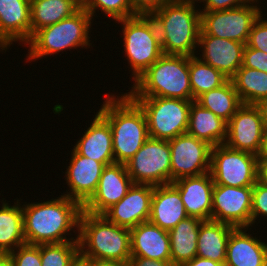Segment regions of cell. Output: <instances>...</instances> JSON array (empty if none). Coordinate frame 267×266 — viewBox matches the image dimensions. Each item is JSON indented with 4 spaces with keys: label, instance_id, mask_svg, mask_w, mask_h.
<instances>
[{
    "label": "cell",
    "instance_id": "cell-5",
    "mask_svg": "<svg viewBox=\"0 0 267 266\" xmlns=\"http://www.w3.org/2000/svg\"><path fill=\"white\" fill-rule=\"evenodd\" d=\"M127 94L192 100L189 57L163 54L134 82Z\"/></svg>",
    "mask_w": 267,
    "mask_h": 266
},
{
    "label": "cell",
    "instance_id": "cell-42",
    "mask_svg": "<svg viewBox=\"0 0 267 266\" xmlns=\"http://www.w3.org/2000/svg\"><path fill=\"white\" fill-rule=\"evenodd\" d=\"M179 266H224V265L220 262L213 261L211 259L196 256L192 260L184 262Z\"/></svg>",
    "mask_w": 267,
    "mask_h": 266
},
{
    "label": "cell",
    "instance_id": "cell-7",
    "mask_svg": "<svg viewBox=\"0 0 267 266\" xmlns=\"http://www.w3.org/2000/svg\"><path fill=\"white\" fill-rule=\"evenodd\" d=\"M116 22L123 26L122 46L135 82L163 55L158 29L151 15H135Z\"/></svg>",
    "mask_w": 267,
    "mask_h": 266
},
{
    "label": "cell",
    "instance_id": "cell-10",
    "mask_svg": "<svg viewBox=\"0 0 267 266\" xmlns=\"http://www.w3.org/2000/svg\"><path fill=\"white\" fill-rule=\"evenodd\" d=\"M258 1L250 0L242 6L222 11H200V35H211L246 44L254 22L262 13L261 7L257 6Z\"/></svg>",
    "mask_w": 267,
    "mask_h": 266
},
{
    "label": "cell",
    "instance_id": "cell-20",
    "mask_svg": "<svg viewBox=\"0 0 267 266\" xmlns=\"http://www.w3.org/2000/svg\"><path fill=\"white\" fill-rule=\"evenodd\" d=\"M180 193L189 217L211 220L214 181L210 172L199 176L183 177L171 183Z\"/></svg>",
    "mask_w": 267,
    "mask_h": 266
},
{
    "label": "cell",
    "instance_id": "cell-49",
    "mask_svg": "<svg viewBox=\"0 0 267 266\" xmlns=\"http://www.w3.org/2000/svg\"><path fill=\"white\" fill-rule=\"evenodd\" d=\"M180 1H184V2H190V3H195V2H198V3H201L203 0H180Z\"/></svg>",
    "mask_w": 267,
    "mask_h": 266
},
{
    "label": "cell",
    "instance_id": "cell-46",
    "mask_svg": "<svg viewBox=\"0 0 267 266\" xmlns=\"http://www.w3.org/2000/svg\"><path fill=\"white\" fill-rule=\"evenodd\" d=\"M90 266H128V265L124 263H118L115 261L90 258Z\"/></svg>",
    "mask_w": 267,
    "mask_h": 266
},
{
    "label": "cell",
    "instance_id": "cell-40",
    "mask_svg": "<svg viewBox=\"0 0 267 266\" xmlns=\"http://www.w3.org/2000/svg\"><path fill=\"white\" fill-rule=\"evenodd\" d=\"M250 0H203L204 9L200 11H222L236 8L248 3Z\"/></svg>",
    "mask_w": 267,
    "mask_h": 266
},
{
    "label": "cell",
    "instance_id": "cell-15",
    "mask_svg": "<svg viewBox=\"0 0 267 266\" xmlns=\"http://www.w3.org/2000/svg\"><path fill=\"white\" fill-rule=\"evenodd\" d=\"M133 185L125 164L106 165L99 179L98 187L92 197L83 205V211L102 215L118 203Z\"/></svg>",
    "mask_w": 267,
    "mask_h": 266
},
{
    "label": "cell",
    "instance_id": "cell-38",
    "mask_svg": "<svg viewBox=\"0 0 267 266\" xmlns=\"http://www.w3.org/2000/svg\"><path fill=\"white\" fill-rule=\"evenodd\" d=\"M242 66L267 72V53L245 46Z\"/></svg>",
    "mask_w": 267,
    "mask_h": 266
},
{
    "label": "cell",
    "instance_id": "cell-27",
    "mask_svg": "<svg viewBox=\"0 0 267 266\" xmlns=\"http://www.w3.org/2000/svg\"><path fill=\"white\" fill-rule=\"evenodd\" d=\"M202 222L199 218L188 216L168 231L173 264L179 266L197 256V239Z\"/></svg>",
    "mask_w": 267,
    "mask_h": 266
},
{
    "label": "cell",
    "instance_id": "cell-48",
    "mask_svg": "<svg viewBox=\"0 0 267 266\" xmlns=\"http://www.w3.org/2000/svg\"><path fill=\"white\" fill-rule=\"evenodd\" d=\"M0 266H14V262L8 255H0Z\"/></svg>",
    "mask_w": 267,
    "mask_h": 266
},
{
    "label": "cell",
    "instance_id": "cell-3",
    "mask_svg": "<svg viewBox=\"0 0 267 266\" xmlns=\"http://www.w3.org/2000/svg\"><path fill=\"white\" fill-rule=\"evenodd\" d=\"M195 6V3L174 0L151 14L163 54L196 56L201 17Z\"/></svg>",
    "mask_w": 267,
    "mask_h": 266
},
{
    "label": "cell",
    "instance_id": "cell-11",
    "mask_svg": "<svg viewBox=\"0 0 267 266\" xmlns=\"http://www.w3.org/2000/svg\"><path fill=\"white\" fill-rule=\"evenodd\" d=\"M257 163L255 154L220 144L211 149L210 174L214 184L254 186L257 182Z\"/></svg>",
    "mask_w": 267,
    "mask_h": 266
},
{
    "label": "cell",
    "instance_id": "cell-23",
    "mask_svg": "<svg viewBox=\"0 0 267 266\" xmlns=\"http://www.w3.org/2000/svg\"><path fill=\"white\" fill-rule=\"evenodd\" d=\"M79 155L110 165L115 163L109 122L99 113L73 148Z\"/></svg>",
    "mask_w": 267,
    "mask_h": 266
},
{
    "label": "cell",
    "instance_id": "cell-6",
    "mask_svg": "<svg viewBox=\"0 0 267 266\" xmlns=\"http://www.w3.org/2000/svg\"><path fill=\"white\" fill-rule=\"evenodd\" d=\"M92 16L82 7L72 16L36 31L26 43L29 45L26 60H38L66 49L91 46Z\"/></svg>",
    "mask_w": 267,
    "mask_h": 266
},
{
    "label": "cell",
    "instance_id": "cell-19",
    "mask_svg": "<svg viewBox=\"0 0 267 266\" xmlns=\"http://www.w3.org/2000/svg\"><path fill=\"white\" fill-rule=\"evenodd\" d=\"M30 38V1L0 0V49L6 52L13 42L26 44Z\"/></svg>",
    "mask_w": 267,
    "mask_h": 266
},
{
    "label": "cell",
    "instance_id": "cell-8",
    "mask_svg": "<svg viewBox=\"0 0 267 266\" xmlns=\"http://www.w3.org/2000/svg\"><path fill=\"white\" fill-rule=\"evenodd\" d=\"M143 110L149 137L170 140L185 134L193 100L164 97H131Z\"/></svg>",
    "mask_w": 267,
    "mask_h": 266
},
{
    "label": "cell",
    "instance_id": "cell-29",
    "mask_svg": "<svg viewBox=\"0 0 267 266\" xmlns=\"http://www.w3.org/2000/svg\"><path fill=\"white\" fill-rule=\"evenodd\" d=\"M0 209V255H8L25 244L23 211L20 200L13 206L2 200Z\"/></svg>",
    "mask_w": 267,
    "mask_h": 266
},
{
    "label": "cell",
    "instance_id": "cell-13",
    "mask_svg": "<svg viewBox=\"0 0 267 266\" xmlns=\"http://www.w3.org/2000/svg\"><path fill=\"white\" fill-rule=\"evenodd\" d=\"M252 190L253 186L232 187L214 184L211 220L229 224L234 228H249Z\"/></svg>",
    "mask_w": 267,
    "mask_h": 266
},
{
    "label": "cell",
    "instance_id": "cell-2",
    "mask_svg": "<svg viewBox=\"0 0 267 266\" xmlns=\"http://www.w3.org/2000/svg\"><path fill=\"white\" fill-rule=\"evenodd\" d=\"M107 95L99 113L109 122L115 163L125 164L149 138L145 114L127 94Z\"/></svg>",
    "mask_w": 267,
    "mask_h": 266
},
{
    "label": "cell",
    "instance_id": "cell-36",
    "mask_svg": "<svg viewBox=\"0 0 267 266\" xmlns=\"http://www.w3.org/2000/svg\"><path fill=\"white\" fill-rule=\"evenodd\" d=\"M262 16L261 13L254 22L246 46L267 53V20Z\"/></svg>",
    "mask_w": 267,
    "mask_h": 266
},
{
    "label": "cell",
    "instance_id": "cell-33",
    "mask_svg": "<svg viewBox=\"0 0 267 266\" xmlns=\"http://www.w3.org/2000/svg\"><path fill=\"white\" fill-rule=\"evenodd\" d=\"M78 254V241L41 244V266H69Z\"/></svg>",
    "mask_w": 267,
    "mask_h": 266
},
{
    "label": "cell",
    "instance_id": "cell-26",
    "mask_svg": "<svg viewBox=\"0 0 267 266\" xmlns=\"http://www.w3.org/2000/svg\"><path fill=\"white\" fill-rule=\"evenodd\" d=\"M235 228L213 220L203 221L197 239V256L225 264L227 242Z\"/></svg>",
    "mask_w": 267,
    "mask_h": 266
},
{
    "label": "cell",
    "instance_id": "cell-34",
    "mask_svg": "<svg viewBox=\"0 0 267 266\" xmlns=\"http://www.w3.org/2000/svg\"><path fill=\"white\" fill-rule=\"evenodd\" d=\"M81 7L92 16V19L97 9L115 21L136 15L130 0H81Z\"/></svg>",
    "mask_w": 267,
    "mask_h": 266
},
{
    "label": "cell",
    "instance_id": "cell-35",
    "mask_svg": "<svg viewBox=\"0 0 267 266\" xmlns=\"http://www.w3.org/2000/svg\"><path fill=\"white\" fill-rule=\"evenodd\" d=\"M8 256L14 262V266H41V244L25 243Z\"/></svg>",
    "mask_w": 267,
    "mask_h": 266
},
{
    "label": "cell",
    "instance_id": "cell-1",
    "mask_svg": "<svg viewBox=\"0 0 267 266\" xmlns=\"http://www.w3.org/2000/svg\"><path fill=\"white\" fill-rule=\"evenodd\" d=\"M52 199L22 206L26 243L39 245L78 241V234L75 239H67L66 235H71L70 231L74 228L78 231L83 206L65 195Z\"/></svg>",
    "mask_w": 267,
    "mask_h": 266
},
{
    "label": "cell",
    "instance_id": "cell-41",
    "mask_svg": "<svg viewBox=\"0 0 267 266\" xmlns=\"http://www.w3.org/2000/svg\"><path fill=\"white\" fill-rule=\"evenodd\" d=\"M128 266H178L171 261L151 260L150 258L131 256Z\"/></svg>",
    "mask_w": 267,
    "mask_h": 266
},
{
    "label": "cell",
    "instance_id": "cell-22",
    "mask_svg": "<svg viewBox=\"0 0 267 266\" xmlns=\"http://www.w3.org/2000/svg\"><path fill=\"white\" fill-rule=\"evenodd\" d=\"M247 231L235 228L230 233L224 266H267V243Z\"/></svg>",
    "mask_w": 267,
    "mask_h": 266
},
{
    "label": "cell",
    "instance_id": "cell-43",
    "mask_svg": "<svg viewBox=\"0 0 267 266\" xmlns=\"http://www.w3.org/2000/svg\"><path fill=\"white\" fill-rule=\"evenodd\" d=\"M257 182L267 186V160H258Z\"/></svg>",
    "mask_w": 267,
    "mask_h": 266
},
{
    "label": "cell",
    "instance_id": "cell-12",
    "mask_svg": "<svg viewBox=\"0 0 267 266\" xmlns=\"http://www.w3.org/2000/svg\"><path fill=\"white\" fill-rule=\"evenodd\" d=\"M168 141L171 150V183L183 177L210 172L212 146L208 143L187 133Z\"/></svg>",
    "mask_w": 267,
    "mask_h": 266
},
{
    "label": "cell",
    "instance_id": "cell-37",
    "mask_svg": "<svg viewBox=\"0 0 267 266\" xmlns=\"http://www.w3.org/2000/svg\"><path fill=\"white\" fill-rule=\"evenodd\" d=\"M267 217V186L256 182L252 190L251 226L260 216Z\"/></svg>",
    "mask_w": 267,
    "mask_h": 266
},
{
    "label": "cell",
    "instance_id": "cell-25",
    "mask_svg": "<svg viewBox=\"0 0 267 266\" xmlns=\"http://www.w3.org/2000/svg\"><path fill=\"white\" fill-rule=\"evenodd\" d=\"M186 133L214 147L224 144L227 137V122L193 100Z\"/></svg>",
    "mask_w": 267,
    "mask_h": 266
},
{
    "label": "cell",
    "instance_id": "cell-45",
    "mask_svg": "<svg viewBox=\"0 0 267 266\" xmlns=\"http://www.w3.org/2000/svg\"><path fill=\"white\" fill-rule=\"evenodd\" d=\"M254 105L258 108V110L260 112L264 128H267V97L259 100Z\"/></svg>",
    "mask_w": 267,
    "mask_h": 266
},
{
    "label": "cell",
    "instance_id": "cell-21",
    "mask_svg": "<svg viewBox=\"0 0 267 266\" xmlns=\"http://www.w3.org/2000/svg\"><path fill=\"white\" fill-rule=\"evenodd\" d=\"M130 244L131 256L171 261L168 231L150 221L130 229Z\"/></svg>",
    "mask_w": 267,
    "mask_h": 266
},
{
    "label": "cell",
    "instance_id": "cell-47",
    "mask_svg": "<svg viewBox=\"0 0 267 266\" xmlns=\"http://www.w3.org/2000/svg\"><path fill=\"white\" fill-rule=\"evenodd\" d=\"M69 266H90V258L78 254Z\"/></svg>",
    "mask_w": 267,
    "mask_h": 266
},
{
    "label": "cell",
    "instance_id": "cell-24",
    "mask_svg": "<svg viewBox=\"0 0 267 266\" xmlns=\"http://www.w3.org/2000/svg\"><path fill=\"white\" fill-rule=\"evenodd\" d=\"M187 217L180 193L172 184L154 186L149 218L151 223L169 231Z\"/></svg>",
    "mask_w": 267,
    "mask_h": 266
},
{
    "label": "cell",
    "instance_id": "cell-4",
    "mask_svg": "<svg viewBox=\"0 0 267 266\" xmlns=\"http://www.w3.org/2000/svg\"><path fill=\"white\" fill-rule=\"evenodd\" d=\"M79 254L86 258L128 264L130 229L108 221L103 215L81 212L78 228Z\"/></svg>",
    "mask_w": 267,
    "mask_h": 266
},
{
    "label": "cell",
    "instance_id": "cell-9",
    "mask_svg": "<svg viewBox=\"0 0 267 266\" xmlns=\"http://www.w3.org/2000/svg\"><path fill=\"white\" fill-rule=\"evenodd\" d=\"M170 156L168 140L149 137L125 166L133 183L152 186L171 184Z\"/></svg>",
    "mask_w": 267,
    "mask_h": 266
},
{
    "label": "cell",
    "instance_id": "cell-28",
    "mask_svg": "<svg viewBox=\"0 0 267 266\" xmlns=\"http://www.w3.org/2000/svg\"><path fill=\"white\" fill-rule=\"evenodd\" d=\"M81 0H33L30 2L31 36L43 27L72 16Z\"/></svg>",
    "mask_w": 267,
    "mask_h": 266
},
{
    "label": "cell",
    "instance_id": "cell-14",
    "mask_svg": "<svg viewBox=\"0 0 267 266\" xmlns=\"http://www.w3.org/2000/svg\"><path fill=\"white\" fill-rule=\"evenodd\" d=\"M264 129L258 108L254 104H242L227 123L224 144L229 148L256 155Z\"/></svg>",
    "mask_w": 267,
    "mask_h": 266
},
{
    "label": "cell",
    "instance_id": "cell-39",
    "mask_svg": "<svg viewBox=\"0 0 267 266\" xmlns=\"http://www.w3.org/2000/svg\"><path fill=\"white\" fill-rule=\"evenodd\" d=\"M136 15H151L174 0H130Z\"/></svg>",
    "mask_w": 267,
    "mask_h": 266
},
{
    "label": "cell",
    "instance_id": "cell-16",
    "mask_svg": "<svg viewBox=\"0 0 267 266\" xmlns=\"http://www.w3.org/2000/svg\"><path fill=\"white\" fill-rule=\"evenodd\" d=\"M153 192L152 185L133 183L127 194L102 215L118 226L129 229L136 227L149 221Z\"/></svg>",
    "mask_w": 267,
    "mask_h": 266
},
{
    "label": "cell",
    "instance_id": "cell-17",
    "mask_svg": "<svg viewBox=\"0 0 267 266\" xmlns=\"http://www.w3.org/2000/svg\"><path fill=\"white\" fill-rule=\"evenodd\" d=\"M71 154L70 163L65 172L66 183L70 191L66 190L64 195L78 201L83 206L96 192L106 164L79 155L74 149Z\"/></svg>",
    "mask_w": 267,
    "mask_h": 266
},
{
    "label": "cell",
    "instance_id": "cell-44",
    "mask_svg": "<svg viewBox=\"0 0 267 266\" xmlns=\"http://www.w3.org/2000/svg\"><path fill=\"white\" fill-rule=\"evenodd\" d=\"M256 157L257 160H267V128L264 129L260 148Z\"/></svg>",
    "mask_w": 267,
    "mask_h": 266
},
{
    "label": "cell",
    "instance_id": "cell-31",
    "mask_svg": "<svg viewBox=\"0 0 267 266\" xmlns=\"http://www.w3.org/2000/svg\"><path fill=\"white\" fill-rule=\"evenodd\" d=\"M231 81L242 104H256L267 97V72L241 66Z\"/></svg>",
    "mask_w": 267,
    "mask_h": 266
},
{
    "label": "cell",
    "instance_id": "cell-18",
    "mask_svg": "<svg viewBox=\"0 0 267 266\" xmlns=\"http://www.w3.org/2000/svg\"><path fill=\"white\" fill-rule=\"evenodd\" d=\"M245 46L244 43L225 38L199 35L198 47L202 48L203 54L198 58L231 79L242 66Z\"/></svg>",
    "mask_w": 267,
    "mask_h": 266
},
{
    "label": "cell",
    "instance_id": "cell-30",
    "mask_svg": "<svg viewBox=\"0 0 267 266\" xmlns=\"http://www.w3.org/2000/svg\"><path fill=\"white\" fill-rule=\"evenodd\" d=\"M195 101L227 123L242 105L231 79L220 87L200 95Z\"/></svg>",
    "mask_w": 267,
    "mask_h": 266
},
{
    "label": "cell",
    "instance_id": "cell-32",
    "mask_svg": "<svg viewBox=\"0 0 267 266\" xmlns=\"http://www.w3.org/2000/svg\"><path fill=\"white\" fill-rule=\"evenodd\" d=\"M190 85L192 100L200 95L220 87L228 78L212 66L202 62L197 55L189 57Z\"/></svg>",
    "mask_w": 267,
    "mask_h": 266
}]
</instances>
